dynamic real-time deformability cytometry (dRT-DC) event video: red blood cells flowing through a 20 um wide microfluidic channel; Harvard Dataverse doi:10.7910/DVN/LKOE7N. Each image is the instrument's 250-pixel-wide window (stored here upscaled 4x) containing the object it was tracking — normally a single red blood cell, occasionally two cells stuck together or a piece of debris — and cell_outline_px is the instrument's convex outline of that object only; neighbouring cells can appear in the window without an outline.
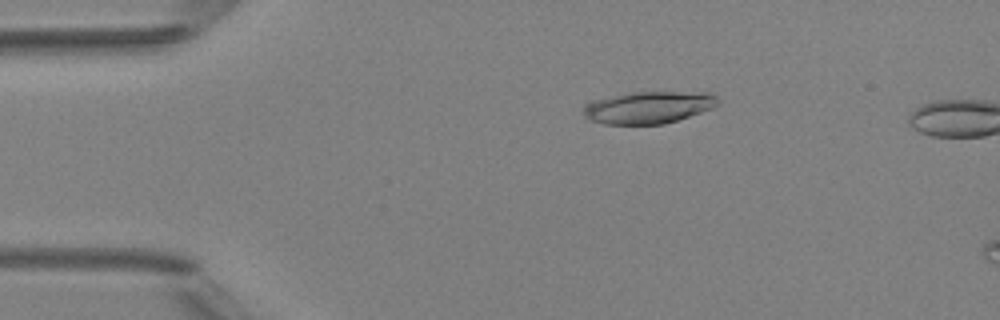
{"species": "Egyptian fruit bat (a non-hibernating species)", "species_latin": "Rousettus aegyptiacus", "temperature_condition": "room temperature", "stored_images_in_passage": 3, "camera_frame_rate_fps": 3000, "um_per_image_px": 0.085, "animal": {"sex": "female"}, "frame": {"image": 1, "passage_image": 2, "time_ms": 1.333, "image_size_px": [1000, 320], "cell_outline_px": [[720, 104], [712, 108], [664, 124], [604, 124], [592, 120], [584, 116], [584, 104], [588, 100], [632, 92], [708, 92], [716, 96], [720, 100]], "centroid_in_image_um": [55.11, 9.11], "position_along_channel_um": 29.9, "area_um2": 25.26}}